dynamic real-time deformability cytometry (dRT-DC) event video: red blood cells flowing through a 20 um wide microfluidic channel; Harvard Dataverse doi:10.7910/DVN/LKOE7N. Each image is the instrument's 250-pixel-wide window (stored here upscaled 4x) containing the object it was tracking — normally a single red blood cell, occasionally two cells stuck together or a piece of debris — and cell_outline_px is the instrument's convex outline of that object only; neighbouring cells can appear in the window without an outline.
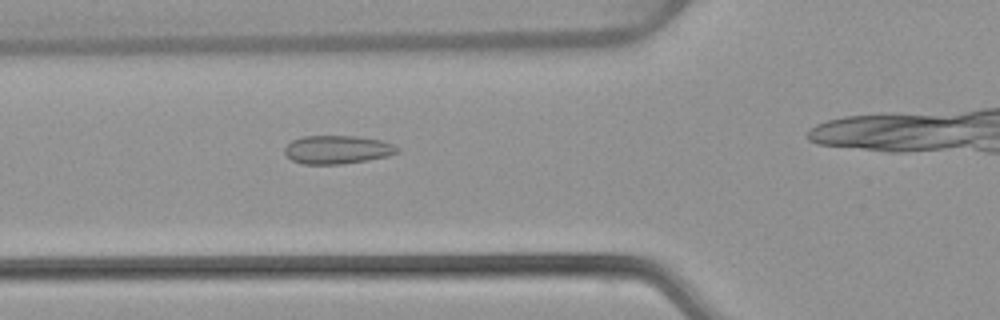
{"species": "common noctule bat (a hibernating species)", "species_latin": "Nyctalus noctula", "temperature_condition": "warm", "stored_images_in_passage": 32, "camera_frame_rate_fps": 3000, "um_per_image_px": 0.085, "animal": {"sex": "female", "body_mass_g": 22.7, "forearm_length_mm": 54.2}, "frame": {"image": 1, "passage_image": 8, "time_ms": 2.333, "image_size_px": [1000, 320], "cell_outline_px": [[400, 152], [388, 156], [368, 160], [340, 164], [304, 164], [292, 160], [284, 152], [284, 148], [292, 140], [304, 136], [356, 136], [380, 140], [392, 144], [400, 148]], "centroid_in_image_um": [28.69, 12.72], "position_along_channel_um": 97.1, "area_um2": 18.61}}
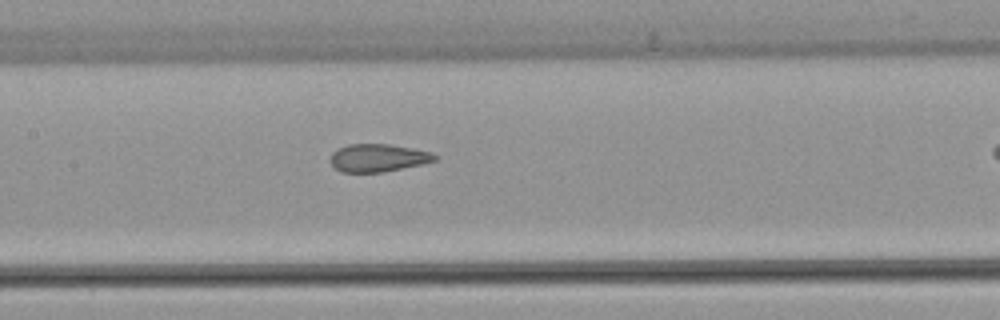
{"frame": {"image": 2, "passage_image": 14, "time_ms": 4.333, "image_size_px": [1000, 320], "cell_outline_px": [[436, 160], [420, 164], [380, 172], [340, 172], [328, 160], [332, 152], [336, 148], [348, 144], [388, 144], [412, 148], [432, 152], [436, 156]], "centroid_in_image_um": [32.06, 13.4], "position_along_channel_um": 175.3, "area_um2": 16.82}}
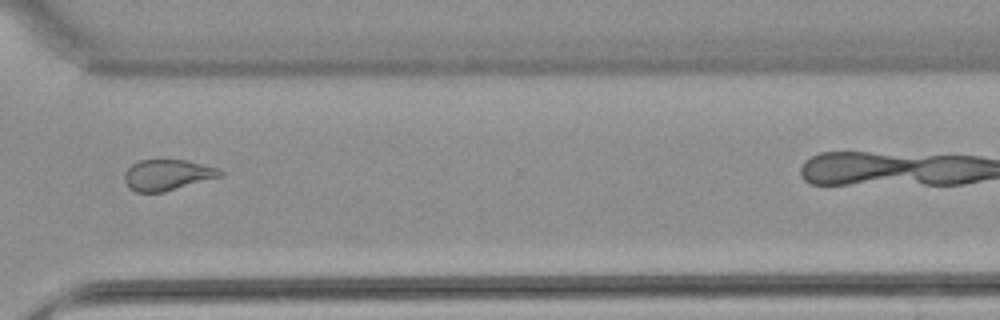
{"frame": {"image": 3, "passage_image": 28, "time_ms": 9.0, "image_size_px": [1000, 320], "cell_outline_px": [[224, 176], [164, 192], [136, 192], [128, 188], [124, 180], [124, 172], [132, 164], [140, 160], [184, 160], [220, 168], [224, 172]], "centroid_in_image_um": [14.25, 14.88], "position_along_channel_um": 356.4, "area_um2": 17.4}}